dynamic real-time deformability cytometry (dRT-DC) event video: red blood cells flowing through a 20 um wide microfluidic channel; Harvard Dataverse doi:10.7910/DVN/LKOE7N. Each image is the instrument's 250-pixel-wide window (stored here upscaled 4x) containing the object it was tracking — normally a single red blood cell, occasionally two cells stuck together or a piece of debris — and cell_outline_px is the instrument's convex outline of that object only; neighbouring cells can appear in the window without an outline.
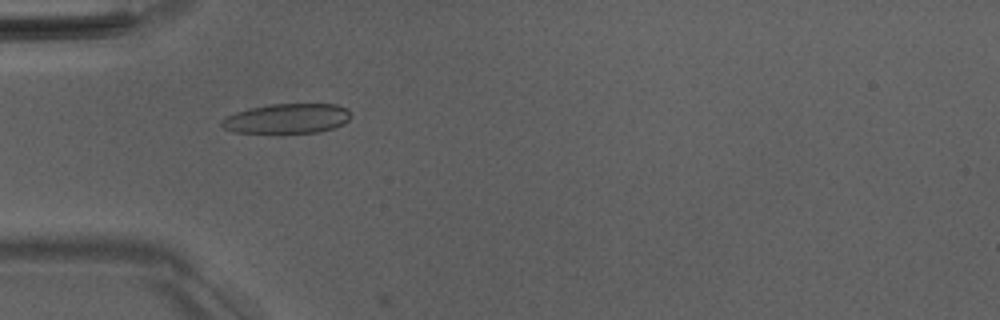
{"species": "Egyptian fruit bat (a non-hibernating species)", "species_latin": "Rousettus aegyptiacus", "temperature_condition": "room temperature", "stored_images_in_passage": 11, "camera_frame_rate_fps": 3000, "um_per_image_px": 0.085, "animal": {"sex": "male"}, "frame": {"image": 1, "passage_image": 9, "time_ms": 2.667, "image_size_px": [1000, 320], "cell_outline_px": [[352, 116], [344, 124], [320, 132], [236, 132], [224, 128], [220, 124], [220, 120], [224, 116], [248, 108], [272, 104], [336, 104], [344, 108]], "centroid_in_image_um": [24.37, 10.07], "position_along_channel_um": 60.6, "area_um2": 22.25}}